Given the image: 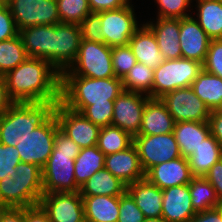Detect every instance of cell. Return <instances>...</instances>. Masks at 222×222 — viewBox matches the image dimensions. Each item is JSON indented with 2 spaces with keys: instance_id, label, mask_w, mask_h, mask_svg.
<instances>
[{
  "instance_id": "16",
  "label": "cell",
  "mask_w": 222,
  "mask_h": 222,
  "mask_svg": "<svg viewBox=\"0 0 222 222\" xmlns=\"http://www.w3.org/2000/svg\"><path fill=\"white\" fill-rule=\"evenodd\" d=\"M179 42L182 58L204 64L211 38L199 26L193 14L180 19Z\"/></svg>"
},
{
  "instance_id": "3",
  "label": "cell",
  "mask_w": 222,
  "mask_h": 222,
  "mask_svg": "<svg viewBox=\"0 0 222 222\" xmlns=\"http://www.w3.org/2000/svg\"><path fill=\"white\" fill-rule=\"evenodd\" d=\"M81 149L60 129L56 132L53 151L42 168L43 194L80 191L75 181L74 162Z\"/></svg>"
},
{
  "instance_id": "55",
  "label": "cell",
  "mask_w": 222,
  "mask_h": 222,
  "mask_svg": "<svg viewBox=\"0 0 222 222\" xmlns=\"http://www.w3.org/2000/svg\"><path fill=\"white\" fill-rule=\"evenodd\" d=\"M10 0H0V5H8Z\"/></svg>"
},
{
  "instance_id": "23",
  "label": "cell",
  "mask_w": 222,
  "mask_h": 222,
  "mask_svg": "<svg viewBox=\"0 0 222 222\" xmlns=\"http://www.w3.org/2000/svg\"><path fill=\"white\" fill-rule=\"evenodd\" d=\"M174 120L166 104L160 98H149L142 115L137 135H159L173 133Z\"/></svg>"
},
{
  "instance_id": "22",
  "label": "cell",
  "mask_w": 222,
  "mask_h": 222,
  "mask_svg": "<svg viewBox=\"0 0 222 222\" xmlns=\"http://www.w3.org/2000/svg\"><path fill=\"white\" fill-rule=\"evenodd\" d=\"M29 58H41L53 65V25H38L19 30Z\"/></svg>"
},
{
  "instance_id": "18",
  "label": "cell",
  "mask_w": 222,
  "mask_h": 222,
  "mask_svg": "<svg viewBox=\"0 0 222 222\" xmlns=\"http://www.w3.org/2000/svg\"><path fill=\"white\" fill-rule=\"evenodd\" d=\"M193 177L188 159L182 156L156 165L145 174V178L161 190L189 184Z\"/></svg>"
},
{
  "instance_id": "49",
  "label": "cell",
  "mask_w": 222,
  "mask_h": 222,
  "mask_svg": "<svg viewBox=\"0 0 222 222\" xmlns=\"http://www.w3.org/2000/svg\"><path fill=\"white\" fill-rule=\"evenodd\" d=\"M208 123L211 135L222 146V111L220 109L212 110L209 115Z\"/></svg>"
},
{
  "instance_id": "37",
  "label": "cell",
  "mask_w": 222,
  "mask_h": 222,
  "mask_svg": "<svg viewBox=\"0 0 222 222\" xmlns=\"http://www.w3.org/2000/svg\"><path fill=\"white\" fill-rule=\"evenodd\" d=\"M60 22L80 25L91 13L88 0H57Z\"/></svg>"
},
{
  "instance_id": "41",
  "label": "cell",
  "mask_w": 222,
  "mask_h": 222,
  "mask_svg": "<svg viewBox=\"0 0 222 222\" xmlns=\"http://www.w3.org/2000/svg\"><path fill=\"white\" fill-rule=\"evenodd\" d=\"M21 162L18 149L15 146L0 143V180L8 177L14 178L16 166Z\"/></svg>"
},
{
  "instance_id": "47",
  "label": "cell",
  "mask_w": 222,
  "mask_h": 222,
  "mask_svg": "<svg viewBox=\"0 0 222 222\" xmlns=\"http://www.w3.org/2000/svg\"><path fill=\"white\" fill-rule=\"evenodd\" d=\"M203 177L213 186L219 201L222 203V158L214 163Z\"/></svg>"
},
{
  "instance_id": "51",
  "label": "cell",
  "mask_w": 222,
  "mask_h": 222,
  "mask_svg": "<svg viewBox=\"0 0 222 222\" xmlns=\"http://www.w3.org/2000/svg\"><path fill=\"white\" fill-rule=\"evenodd\" d=\"M189 222H222V206L197 212Z\"/></svg>"
},
{
  "instance_id": "21",
  "label": "cell",
  "mask_w": 222,
  "mask_h": 222,
  "mask_svg": "<svg viewBox=\"0 0 222 222\" xmlns=\"http://www.w3.org/2000/svg\"><path fill=\"white\" fill-rule=\"evenodd\" d=\"M19 191V208L38 205L43 195L42 168L38 165L20 162L16 166Z\"/></svg>"
},
{
  "instance_id": "6",
  "label": "cell",
  "mask_w": 222,
  "mask_h": 222,
  "mask_svg": "<svg viewBox=\"0 0 222 222\" xmlns=\"http://www.w3.org/2000/svg\"><path fill=\"white\" fill-rule=\"evenodd\" d=\"M203 70V64L186 58L164 60L154 69L152 98H161L166 93L192 86Z\"/></svg>"
},
{
  "instance_id": "35",
  "label": "cell",
  "mask_w": 222,
  "mask_h": 222,
  "mask_svg": "<svg viewBox=\"0 0 222 222\" xmlns=\"http://www.w3.org/2000/svg\"><path fill=\"white\" fill-rule=\"evenodd\" d=\"M133 143V137L119 127L109 125L101 127L97 147L105 156L127 149Z\"/></svg>"
},
{
  "instance_id": "44",
  "label": "cell",
  "mask_w": 222,
  "mask_h": 222,
  "mask_svg": "<svg viewBox=\"0 0 222 222\" xmlns=\"http://www.w3.org/2000/svg\"><path fill=\"white\" fill-rule=\"evenodd\" d=\"M203 69L222 78V39H211Z\"/></svg>"
},
{
  "instance_id": "19",
  "label": "cell",
  "mask_w": 222,
  "mask_h": 222,
  "mask_svg": "<svg viewBox=\"0 0 222 222\" xmlns=\"http://www.w3.org/2000/svg\"><path fill=\"white\" fill-rule=\"evenodd\" d=\"M104 168L126 185L145 179L134 143L125 150L105 156Z\"/></svg>"
},
{
  "instance_id": "36",
  "label": "cell",
  "mask_w": 222,
  "mask_h": 222,
  "mask_svg": "<svg viewBox=\"0 0 222 222\" xmlns=\"http://www.w3.org/2000/svg\"><path fill=\"white\" fill-rule=\"evenodd\" d=\"M28 58L19 34L11 39L0 42V74L5 75L10 70Z\"/></svg>"
},
{
  "instance_id": "12",
  "label": "cell",
  "mask_w": 222,
  "mask_h": 222,
  "mask_svg": "<svg viewBox=\"0 0 222 222\" xmlns=\"http://www.w3.org/2000/svg\"><path fill=\"white\" fill-rule=\"evenodd\" d=\"M172 115L174 122L208 121L211 110L195 94L192 87L179 88L160 98Z\"/></svg>"
},
{
  "instance_id": "29",
  "label": "cell",
  "mask_w": 222,
  "mask_h": 222,
  "mask_svg": "<svg viewBox=\"0 0 222 222\" xmlns=\"http://www.w3.org/2000/svg\"><path fill=\"white\" fill-rule=\"evenodd\" d=\"M127 185L103 168L95 172L81 187V196H121L126 192Z\"/></svg>"
},
{
  "instance_id": "27",
  "label": "cell",
  "mask_w": 222,
  "mask_h": 222,
  "mask_svg": "<svg viewBox=\"0 0 222 222\" xmlns=\"http://www.w3.org/2000/svg\"><path fill=\"white\" fill-rule=\"evenodd\" d=\"M85 222H117L119 217V196H81Z\"/></svg>"
},
{
  "instance_id": "32",
  "label": "cell",
  "mask_w": 222,
  "mask_h": 222,
  "mask_svg": "<svg viewBox=\"0 0 222 222\" xmlns=\"http://www.w3.org/2000/svg\"><path fill=\"white\" fill-rule=\"evenodd\" d=\"M105 154L96 146L82 148L74 162V175L80 188L91 176L104 168Z\"/></svg>"
},
{
  "instance_id": "4",
  "label": "cell",
  "mask_w": 222,
  "mask_h": 222,
  "mask_svg": "<svg viewBox=\"0 0 222 222\" xmlns=\"http://www.w3.org/2000/svg\"><path fill=\"white\" fill-rule=\"evenodd\" d=\"M58 102L13 103L0 115V143L16 146L54 113Z\"/></svg>"
},
{
  "instance_id": "30",
  "label": "cell",
  "mask_w": 222,
  "mask_h": 222,
  "mask_svg": "<svg viewBox=\"0 0 222 222\" xmlns=\"http://www.w3.org/2000/svg\"><path fill=\"white\" fill-rule=\"evenodd\" d=\"M222 158V146L210 134L187 158L193 176H204Z\"/></svg>"
},
{
  "instance_id": "56",
  "label": "cell",
  "mask_w": 222,
  "mask_h": 222,
  "mask_svg": "<svg viewBox=\"0 0 222 222\" xmlns=\"http://www.w3.org/2000/svg\"><path fill=\"white\" fill-rule=\"evenodd\" d=\"M123 2L127 5H134L132 4L133 3L132 0H123Z\"/></svg>"
},
{
  "instance_id": "5",
  "label": "cell",
  "mask_w": 222,
  "mask_h": 222,
  "mask_svg": "<svg viewBox=\"0 0 222 222\" xmlns=\"http://www.w3.org/2000/svg\"><path fill=\"white\" fill-rule=\"evenodd\" d=\"M112 47L81 39L76 61L61 76H84L94 79L115 77Z\"/></svg>"
},
{
  "instance_id": "28",
  "label": "cell",
  "mask_w": 222,
  "mask_h": 222,
  "mask_svg": "<svg viewBox=\"0 0 222 222\" xmlns=\"http://www.w3.org/2000/svg\"><path fill=\"white\" fill-rule=\"evenodd\" d=\"M192 9L196 11L193 17L206 34L211 39H222V0H193Z\"/></svg>"
},
{
  "instance_id": "43",
  "label": "cell",
  "mask_w": 222,
  "mask_h": 222,
  "mask_svg": "<svg viewBox=\"0 0 222 222\" xmlns=\"http://www.w3.org/2000/svg\"><path fill=\"white\" fill-rule=\"evenodd\" d=\"M144 220V214L127 192L119 196V217L117 222H143Z\"/></svg>"
},
{
  "instance_id": "26",
  "label": "cell",
  "mask_w": 222,
  "mask_h": 222,
  "mask_svg": "<svg viewBox=\"0 0 222 222\" xmlns=\"http://www.w3.org/2000/svg\"><path fill=\"white\" fill-rule=\"evenodd\" d=\"M173 133L181 156L188 158L210 133L208 121H181L174 124Z\"/></svg>"
},
{
  "instance_id": "2",
  "label": "cell",
  "mask_w": 222,
  "mask_h": 222,
  "mask_svg": "<svg viewBox=\"0 0 222 222\" xmlns=\"http://www.w3.org/2000/svg\"><path fill=\"white\" fill-rule=\"evenodd\" d=\"M123 91L122 79L61 76L60 102L71 110L81 112L95 103H114Z\"/></svg>"
},
{
  "instance_id": "13",
  "label": "cell",
  "mask_w": 222,
  "mask_h": 222,
  "mask_svg": "<svg viewBox=\"0 0 222 222\" xmlns=\"http://www.w3.org/2000/svg\"><path fill=\"white\" fill-rule=\"evenodd\" d=\"M81 39L80 25L65 22L53 25V66L60 73L76 61Z\"/></svg>"
},
{
  "instance_id": "40",
  "label": "cell",
  "mask_w": 222,
  "mask_h": 222,
  "mask_svg": "<svg viewBox=\"0 0 222 222\" xmlns=\"http://www.w3.org/2000/svg\"><path fill=\"white\" fill-rule=\"evenodd\" d=\"M114 103H95L86 106L82 113L93 124L100 127L112 124Z\"/></svg>"
},
{
  "instance_id": "20",
  "label": "cell",
  "mask_w": 222,
  "mask_h": 222,
  "mask_svg": "<svg viewBox=\"0 0 222 222\" xmlns=\"http://www.w3.org/2000/svg\"><path fill=\"white\" fill-rule=\"evenodd\" d=\"M162 218L166 222H189L197 213L191 203L189 185L162 190Z\"/></svg>"
},
{
  "instance_id": "45",
  "label": "cell",
  "mask_w": 222,
  "mask_h": 222,
  "mask_svg": "<svg viewBox=\"0 0 222 222\" xmlns=\"http://www.w3.org/2000/svg\"><path fill=\"white\" fill-rule=\"evenodd\" d=\"M0 207L19 208L18 185L11 176L0 180Z\"/></svg>"
},
{
  "instance_id": "39",
  "label": "cell",
  "mask_w": 222,
  "mask_h": 222,
  "mask_svg": "<svg viewBox=\"0 0 222 222\" xmlns=\"http://www.w3.org/2000/svg\"><path fill=\"white\" fill-rule=\"evenodd\" d=\"M111 57L115 77L120 79H123L137 62L129 45L112 47Z\"/></svg>"
},
{
  "instance_id": "17",
  "label": "cell",
  "mask_w": 222,
  "mask_h": 222,
  "mask_svg": "<svg viewBox=\"0 0 222 222\" xmlns=\"http://www.w3.org/2000/svg\"><path fill=\"white\" fill-rule=\"evenodd\" d=\"M143 23L153 32L164 60L182 58L179 18L153 17Z\"/></svg>"
},
{
  "instance_id": "50",
  "label": "cell",
  "mask_w": 222,
  "mask_h": 222,
  "mask_svg": "<svg viewBox=\"0 0 222 222\" xmlns=\"http://www.w3.org/2000/svg\"><path fill=\"white\" fill-rule=\"evenodd\" d=\"M91 12H101L124 7L123 0H88Z\"/></svg>"
},
{
  "instance_id": "24",
  "label": "cell",
  "mask_w": 222,
  "mask_h": 222,
  "mask_svg": "<svg viewBox=\"0 0 222 222\" xmlns=\"http://www.w3.org/2000/svg\"><path fill=\"white\" fill-rule=\"evenodd\" d=\"M126 192L133 198L145 218L162 217V190L146 178L128 184Z\"/></svg>"
},
{
  "instance_id": "33",
  "label": "cell",
  "mask_w": 222,
  "mask_h": 222,
  "mask_svg": "<svg viewBox=\"0 0 222 222\" xmlns=\"http://www.w3.org/2000/svg\"><path fill=\"white\" fill-rule=\"evenodd\" d=\"M189 185L191 203L196 212L222 206L213 186L202 176H194Z\"/></svg>"
},
{
  "instance_id": "53",
  "label": "cell",
  "mask_w": 222,
  "mask_h": 222,
  "mask_svg": "<svg viewBox=\"0 0 222 222\" xmlns=\"http://www.w3.org/2000/svg\"><path fill=\"white\" fill-rule=\"evenodd\" d=\"M14 102L10 99L5 83L4 75L0 74V115L6 111Z\"/></svg>"
},
{
  "instance_id": "42",
  "label": "cell",
  "mask_w": 222,
  "mask_h": 222,
  "mask_svg": "<svg viewBox=\"0 0 222 222\" xmlns=\"http://www.w3.org/2000/svg\"><path fill=\"white\" fill-rule=\"evenodd\" d=\"M83 40H89L105 44L101 28V15L98 12L88 14L80 24Z\"/></svg>"
},
{
  "instance_id": "10",
  "label": "cell",
  "mask_w": 222,
  "mask_h": 222,
  "mask_svg": "<svg viewBox=\"0 0 222 222\" xmlns=\"http://www.w3.org/2000/svg\"><path fill=\"white\" fill-rule=\"evenodd\" d=\"M8 7L18 31L26 27L56 25L60 22L57 0H10Z\"/></svg>"
},
{
  "instance_id": "14",
  "label": "cell",
  "mask_w": 222,
  "mask_h": 222,
  "mask_svg": "<svg viewBox=\"0 0 222 222\" xmlns=\"http://www.w3.org/2000/svg\"><path fill=\"white\" fill-rule=\"evenodd\" d=\"M150 97L138 92L123 90L114 100L113 126L128 132L132 137L139 133L142 115L146 102Z\"/></svg>"
},
{
  "instance_id": "11",
  "label": "cell",
  "mask_w": 222,
  "mask_h": 222,
  "mask_svg": "<svg viewBox=\"0 0 222 222\" xmlns=\"http://www.w3.org/2000/svg\"><path fill=\"white\" fill-rule=\"evenodd\" d=\"M54 114L60 130L78 146L87 148L97 145L101 127L93 124L82 113L71 110L59 101Z\"/></svg>"
},
{
  "instance_id": "46",
  "label": "cell",
  "mask_w": 222,
  "mask_h": 222,
  "mask_svg": "<svg viewBox=\"0 0 222 222\" xmlns=\"http://www.w3.org/2000/svg\"><path fill=\"white\" fill-rule=\"evenodd\" d=\"M19 34L8 5H0V42Z\"/></svg>"
},
{
  "instance_id": "34",
  "label": "cell",
  "mask_w": 222,
  "mask_h": 222,
  "mask_svg": "<svg viewBox=\"0 0 222 222\" xmlns=\"http://www.w3.org/2000/svg\"><path fill=\"white\" fill-rule=\"evenodd\" d=\"M153 80L154 69L143 63L136 62L122 79L123 90L142 93L152 98Z\"/></svg>"
},
{
  "instance_id": "48",
  "label": "cell",
  "mask_w": 222,
  "mask_h": 222,
  "mask_svg": "<svg viewBox=\"0 0 222 222\" xmlns=\"http://www.w3.org/2000/svg\"><path fill=\"white\" fill-rule=\"evenodd\" d=\"M24 222H51L40 204L24 208Z\"/></svg>"
},
{
  "instance_id": "1",
  "label": "cell",
  "mask_w": 222,
  "mask_h": 222,
  "mask_svg": "<svg viewBox=\"0 0 222 222\" xmlns=\"http://www.w3.org/2000/svg\"><path fill=\"white\" fill-rule=\"evenodd\" d=\"M4 78L14 103L60 101L61 73L47 60L28 57Z\"/></svg>"
},
{
  "instance_id": "52",
  "label": "cell",
  "mask_w": 222,
  "mask_h": 222,
  "mask_svg": "<svg viewBox=\"0 0 222 222\" xmlns=\"http://www.w3.org/2000/svg\"><path fill=\"white\" fill-rule=\"evenodd\" d=\"M0 222H24V208L0 207Z\"/></svg>"
},
{
  "instance_id": "54",
  "label": "cell",
  "mask_w": 222,
  "mask_h": 222,
  "mask_svg": "<svg viewBox=\"0 0 222 222\" xmlns=\"http://www.w3.org/2000/svg\"><path fill=\"white\" fill-rule=\"evenodd\" d=\"M143 222H166L162 217L145 218Z\"/></svg>"
},
{
  "instance_id": "8",
  "label": "cell",
  "mask_w": 222,
  "mask_h": 222,
  "mask_svg": "<svg viewBox=\"0 0 222 222\" xmlns=\"http://www.w3.org/2000/svg\"><path fill=\"white\" fill-rule=\"evenodd\" d=\"M133 5L98 12L101 15V28L105 44L110 47L129 45L135 31L143 24L138 21ZM140 22V23H139Z\"/></svg>"
},
{
  "instance_id": "15",
  "label": "cell",
  "mask_w": 222,
  "mask_h": 222,
  "mask_svg": "<svg viewBox=\"0 0 222 222\" xmlns=\"http://www.w3.org/2000/svg\"><path fill=\"white\" fill-rule=\"evenodd\" d=\"M51 222H85L80 192H50L39 203Z\"/></svg>"
},
{
  "instance_id": "31",
  "label": "cell",
  "mask_w": 222,
  "mask_h": 222,
  "mask_svg": "<svg viewBox=\"0 0 222 222\" xmlns=\"http://www.w3.org/2000/svg\"><path fill=\"white\" fill-rule=\"evenodd\" d=\"M191 87L211 111L222 107V78L203 69Z\"/></svg>"
},
{
  "instance_id": "38",
  "label": "cell",
  "mask_w": 222,
  "mask_h": 222,
  "mask_svg": "<svg viewBox=\"0 0 222 222\" xmlns=\"http://www.w3.org/2000/svg\"><path fill=\"white\" fill-rule=\"evenodd\" d=\"M157 4L156 17L159 18H183L195 13L193 0H154ZM193 12H192V11Z\"/></svg>"
},
{
  "instance_id": "7",
  "label": "cell",
  "mask_w": 222,
  "mask_h": 222,
  "mask_svg": "<svg viewBox=\"0 0 222 222\" xmlns=\"http://www.w3.org/2000/svg\"><path fill=\"white\" fill-rule=\"evenodd\" d=\"M59 129L53 113L42 125L19 140L15 147L18 149L21 162L43 168L53 151L55 135Z\"/></svg>"
},
{
  "instance_id": "9",
  "label": "cell",
  "mask_w": 222,
  "mask_h": 222,
  "mask_svg": "<svg viewBox=\"0 0 222 222\" xmlns=\"http://www.w3.org/2000/svg\"><path fill=\"white\" fill-rule=\"evenodd\" d=\"M139 160L145 174L154 166L181 157L174 133L159 135H136Z\"/></svg>"
},
{
  "instance_id": "25",
  "label": "cell",
  "mask_w": 222,
  "mask_h": 222,
  "mask_svg": "<svg viewBox=\"0 0 222 222\" xmlns=\"http://www.w3.org/2000/svg\"><path fill=\"white\" fill-rule=\"evenodd\" d=\"M129 46L136 61L150 68L156 69L164 61L153 32L144 23L131 37Z\"/></svg>"
}]
</instances>
